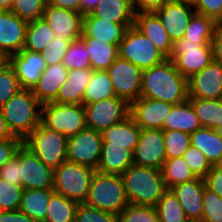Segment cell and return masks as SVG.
I'll use <instances>...</instances> for the list:
<instances>
[{
  "label": "cell",
  "mask_w": 222,
  "mask_h": 222,
  "mask_svg": "<svg viewBox=\"0 0 222 222\" xmlns=\"http://www.w3.org/2000/svg\"><path fill=\"white\" fill-rule=\"evenodd\" d=\"M140 97L178 105L188 100V80L167 58L162 63L142 71Z\"/></svg>",
  "instance_id": "obj_1"
},
{
  "label": "cell",
  "mask_w": 222,
  "mask_h": 222,
  "mask_svg": "<svg viewBox=\"0 0 222 222\" xmlns=\"http://www.w3.org/2000/svg\"><path fill=\"white\" fill-rule=\"evenodd\" d=\"M129 204L155 206L167 190L161 170L130 165L121 175Z\"/></svg>",
  "instance_id": "obj_2"
},
{
  "label": "cell",
  "mask_w": 222,
  "mask_h": 222,
  "mask_svg": "<svg viewBox=\"0 0 222 222\" xmlns=\"http://www.w3.org/2000/svg\"><path fill=\"white\" fill-rule=\"evenodd\" d=\"M41 106L31 89H21L1 107L15 137L23 141L41 123Z\"/></svg>",
  "instance_id": "obj_3"
},
{
  "label": "cell",
  "mask_w": 222,
  "mask_h": 222,
  "mask_svg": "<svg viewBox=\"0 0 222 222\" xmlns=\"http://www.w3.org/2000/svg\"><path fill=\"white\" fill-rule=\"evenodd\" d=\"M84 203L119 215L129 204L121 175L105 174L96 170Z\"/></svg>",
  "instance_id": "obj_4"
},
{
  "label": "cell",
  "mask_w": 222,
  "mask_h": 222,
  "mask_svg": "<svg viewBox=\"0 0 222 222\" xmlns=\"http://www.w3.org/2000/svg\"><path fill=\"white\" fill-rule=\"evenodd\" d=\"M68 138L42 122L22 141L45 165L53 169L67 161Z\"/></svg>",
  "instance_id": "obj_5"
},
{
  "label": "cell",
  "mask_w": 222,
  "mask_h": 222,
  "mask_svg": "<svg viewBox=\"0 0 222 222\" xmlns=\"http://www.w3.org/2000/svg\"><path fill=\"white\" fill-rule=\"evenodd\" d=\"M96 170L88 166L65 161L54 169L53 189L77 203H84Z\"/></svg>",
  "instance_id": "obj_6"
},
{
  "label": "cell",
  "mask_w": 222,
  "mask_h": 222,
  "mask_svg": "<svg viewBox=\"0 0 222 222\" xmlns=\"http://www.w3.org/2000/svg\"><path fill=\"white\" fill-rule=\"evenodd\" d=\"M41 122L67 138L72 137L87 127L85 107L57 102L42 104Z\"/></svg>",
  "instance_id": "obj_7"
},
{
  "label": "cell",
  "mask_w": 222,
  "mask_h": 222,
  "mask_svg": "<svg viewBox=\"0 0 222 222\" xmlns=\"http://www.w3.org/2000/svg\"><path fill=\"white\" fill-rule=\"evenodd\" d=\"M118 57L128 60L142 71L167 59L134 25L128 27L118 45Z\"/></svg>",
  "instance_id": "obj_8"
},
{
  "label": "cell",
  "mask_w": 222,
  "mask_h": 222,
  "mask_svg": "<svg viewBox=\"0 0 222 222\" xmlns=\"http://www.w3.org/2000/svg\"><path fill=\"white\" fill-rule=\"evenodd\" d=\"M171 59L187 80L213 61L212 46L182 38L173 43Z\"/></svg>",
  "instance_id": "obj_9"
},
{
  "label": "cell",
  "mask_w": 222,
  "mask_h": 222,
  "mask_svg": "<svg viewBox=\"0 0 222 222\" xmlns=\"http://www.w3.org/2000/svg\"><path fill=\"white\" fill-rule=\"evenodd\" d=\"M86 125L100 133L130 114V104L121 97H109L101 101L84 105Z\"/></svg>",
  "instance_id": "obj_10"
},
{
  "label": "cell",
  "mask_w": 222,
  "mask_h": 222,
  "mask_svg": "<svg viewBox=\"0 0 222 222\" xmlns=\"http://www.w3.org/2000/svg\"><path fill=\"white\" fill-rule=\"evenodd\" d=\"M102 134L84 128L67 140V161L97 170L102 150Z\"/></svg>",
  "instance_id": "obj_11"
},
{
  "label": "cell",
  "mask_w": 222,
  "mask_h": 222,
  "mask_svg": "<svg viewBox=\"0 0 222 222\" xmlns=\"http://www.w3.org/2000/svg\"><path fill=\"white\" fill-rule=\"evenodd\" d=\"M117 97L129 104L140 98L142 70L128 60L117 58L107 69Z\"/></svg>",
  "instance_id": "obj_12"
},
{
  "label": "cell",
  "mask_w": 222,
  "mask_h": 222,
  "mask_svg": "<svg viewBox=\"0 0 222 222\" xmlns=\"http://www.w3.org/2000/svg\"><path fill=\"white\" fill-rule=\"evenodd\" d=\"M20 176L23 189L53 188L54 169L23 144L20 145Z\"/></svg>",
  "instance_id": "obj_13"
},
{
  "label": "cell",
  "mask_w": 222,
  "mask_h": 222,
  "mask_svg": "<svg viewBox=\"0 0 222 222\" xmlns=\"http://www.w3.org/2000/svg\"><path fill=\"white\" fill-rule=\"evenodd\" d=\"M133 159L136 165L160 170L166 160L163 130L141 129Z\"/></svg>",
  "instance_id": "obj_14"
},
{
  "label": "cell",
  "mask_w": 222,
  "mask_h": 222,
  "mask_svg": "<svg viewBox=\"0 0 222 222\" xmlns=\"http://www.w3.org/2000/svg\"><path fill=\"white\" fill-rule=\"evenodd\" d=\"M173 104L140 97L130 103V116L140 129L162 130Z\"/></svg>",
  "instance_id": "obj_15"
},
{
  "label": "cell",
  "mask_w": 222,
  "mask_h": 222,
  "mask_svg": "<svg viewBox=\"0 0 222 222\" xmlns=\"http://www.w3.org/2000/svg\"><path fill=\"white\" fill-rule=\"evenodd\" d=\"M222 95V65L212 61L188 79V98L220 99Z\"/></svg>",
  "instance_id": "obj_16"
},
{
  "label": "cell",
  "mask_w": 222,
  "mask_h": 222,
  "mask_svg": "<svg viewBox=\"0 0 222 222\" xmlns=\"http://www.w3.org/2000/svg\"><path fill=\"white\" fill-rule=\"evenodd\" d=\"M8 64L13 68L22 89H33L47 68L41 53L22 49L8 57Z\"/></svg>",
  "instance_id": "obj_17"
},
{
  "label": "cell",
  "mask_w": 222,
  "mask_h": 222,
  "mask_svg": "<svg viewBox=\"0 0 222 222\" xmlns=\"http://www.w3.org/2000/svg\"><path fill=\"white\" fill-rule=\"evenodd\" d=\"M83 14L46 4L42 18L55 33L54 36L68 40L79 39L82 35Z\"/></svg>",
  "instance_id": "obj_18"
},
{
  "label": "cell",
  "mask_w": 222,
  "mask_h": 222,
  "mask_svg": "<svg viewBox=\"0 0 222 222\" xmlns=\"http://www.w3.org/2000/svg\"><path fill=\"white\" fill-rule=\"evenodd\" d=\"M28 22L10 9L0 10V50L8 57L20 52L25 44Z\"/></svg>",
  "instance_id": "obj_19"
},
{
  "label": "cell",
  "mask_w": 222,
  "mask_h": 222,
  "mask_svg": "<svg viewBox=\"0 0 222 222\" xmlns=\"http://www.w3.org/2000/svg\"><path fill=\"white\" fill-rule=\"evenodd\" d=\"M155 13L174 43L184 37L195 9L190 5L166 1Z\"/></svg>",
  "instance_id": "obj_20"
},
{
  "label": "cell",
  "mask_w": 222,
  "mask_h": 222,
  "mask_svg": "<svg viewBox=\"0 0 222 222\" xmlns=\"http://www.w3.org/2000/svg\"><path fill=\"white\" fill-rule=\"evenodd\" d=\"M205 186L204 179L195 178L169 188L182 205L190 222H200L202 219Z\"/></svg>",
  "instance_id": "obj_21"
},
{
  "label": "cell",
  "mask_w": 222,
  "mask_h": 222,
  "mask_svg": "<svg viewBox=\"0 0 222 222\" xmlns=\"http://www.w3.org/2000/svg\"><path fill=\"white\" fill-rule=\"evenodd\" d=\"M134 26L140 30L154 46L166 57L170 58L173 41L170 39L158 15L155 12L135 14Z\"/></svg>",
  "instance_id": "obj_22"
},
{
  "label": "cell",
  "mask_w": 222,
  "mask_h": 222,
  "mask_svg": "<svg viewBox=\"0 0 222 222\" xmlns=\"http://www.w3.org/2000/svg\"><path fill=\"white\" fill-rule=\"evenodd\" d=\"M134 23H114L96 18L90 13L83 16V28L81 36L93 37L100 42H108L119 45L126 29Z\"/></svg>",
  "instance_id": "obj_23"
},
{
  "label": "cell",
  "mask_w": 222,
  "mask_h": 222,
  "mask_svg": "<svg viewBox=\"0 0 222 222\" xmlns=\"http://www.w3.org/2000/svg\"><path fill=\"white\" fill-rule=\"evenodd\" d=\"M69 70L62 63L47 66L32 89L41 104L53 102L59 89L67 80Z\"/></svg>",
  "instance_id": "obj_24"
},
{
  "label": "cell",
  "mask_w": 222,
  "mask_h": 222,
  "mask_svg": "<svg viewBox=\"0 0 222 222\" xmlns=\"http://www.w3.org/2000/svg\"><path fill=\"white\" fill-rule=\"evenodd\" d=\"M92 73L91 68L69 70L67 80L59 89L53 102L74 105L83 104V95Z\"/></svg>",
  "instance_id": "obj_25"
},
{
  "label": "cell",
  "mask_w": 222,
  "mask_h": 222,
  "mask_svg": "<svg viewBox=\"0 0 222 222\" xmlns=\"http://www.w3.org/2000/svg\"><path fill=\"white\" fill-rule=\"evenodd\" d=\"M134 163L133 152L118 145L102 144L97 171L105 174L122 175Z\"/></svg>",
  "instance_id": "obj_26"
},
{
  "label": "cell",
  "mask_w": 222,
  "mask_h": 222,
  "mask_svg": "<svg viewBox=\"0 0 222 222\" xmlns=\"http://www.w3.org/2000/svg\"><path fill=\"white\" fill-rule=\"evenodd\" d=\"M141 129L129 115L123 121L105 129L102 134V144L125 146L132 152L139 141Z\"/></svg>",
  "instance_id": "obj_27"
},
{
  "label": "cell",
  "mask_w": 222,
  "mask_h": 222,
  "mask_svg": "<svg viewBox=\"0 0 222 222\" xmlns=\"http://www.w3.org/2000/svg\"><path fill=\"white\" fill-rule=\"evenodd\" d=\"M202 127L192 105L187 100L178 105H173L163 123V131L178 130L189 134Z\"/></svg>",
  "instance_id": "obj_28"
},
{
  "label": "cell",
  "mask_w": 222,
  "mask_h": 222,
  "mask_svg": "<svg viewBox=\"0 0 222 222\" xmlns=\"http://www.w3.org/2000/svg\"><path fill=\"white\" fill-rule=\"evenodd\" d=\"M90 14L114 23H134L135 19L132 0H101Z\"/></svg>",
  "instance_id": "obj_29"
},
{
  "label": "cell",
  "mask_w": 222,
  "mask_h": 222,
  "mask_svg": "<svg viewBox=\"0 0 222 222\" xmlns=\"http://www.w3.org/2000/svg\"><path fill=\"white\" fill-rule=\"evenodd\" d=\"M53 188L23 189L19 210L35 222H44Z\"/></svg>",
  "instance_id": "obj_30"
},
{
  "label": "cell",
  "mask_w": 222,
  "mask_h": 222,
  "mask_svg": "<svg viewBox=\"0 0 222 222\" xmlns=\"http://www.w3.org/2000/svg\"><path fill=\"white\" fill-rule=\"evenodd\" d=\"M190 138L191 146L202 151L212 166L219 163L222 157V137L217 130L201 127L190 134Z\"/></svg>",
  "instance_id": "obj_31"
},
{
  "label": "cell",
  "mask_w": 222,
  "mask_h": 222,
  "mask_svg": "<svg viewBox=\"0 0 222 222\" xmlns=\"http://www.w3.org/2000/svg\"><path fill=\"white\" fill-rule=\"evenodd\" d=\"M80 39L87 47L92 70H107L118 58L117 45L103 43L89 36H81Z\"/></svg>",
  "instance_id": "obj_32"
},
{
  "label": "cell",
  "mask_w": 222,
  "mask_h": 222,
  "mask_svg": "<svg viewBox=\"0 0 222 222\" xmlns=\"http://www.w3.org/2000/svg\"><path fill=\"white\" fill-rule=\"evenodd\" d=\"M202 127L217 130L222 126V101L221 99L188 98Z\"/></svg>",
  "instance_id": "obj_33"
},
{
  "label": "cell",
  "mask_w": 222,
  "mask_h": 222,
  "mask_svg": "<svg viewBox=\"0 0 222 222\" xmlns=\"http://www.w3.org/2000/svg\"><path fill=\"white\" fill-rule=\"evenodd\" d=\"M116 96L107 70H93L83 95V105Z\"/></svg>",
  "instance_id": "obj_34"
},
{
  "label": "cell",
  "mask_w": 222,
  "mask_h": 222,
  "mask_svg": "<svg viewBox=\"0 0 222 222\" xmlns=\"http://www.w3.org/2000/svg\"><path fill=\"white\" fill-rule=\"evenodd\" d=\"M54 35L52 28L43 18L28 22L23 49L41 53L54 39Z\"/></svg>",
  "instance_id": "obj_35"
},
{
  "label": "cell",
  "mask_w": 222,
  "mask_h": 222,
  "mask_svg": "<svg viewBox=\"0 0 222 222\" xmlns=\"http://www.w3.org/2000/svg\"><path fill=\"white\" fill-rule=\"evenodd\" d=\"M217 25L218 23L213 18L195 12L183 38L201 45H211Z\"/></svg>",
  "instance_id": "obj_36"
},
{
  "label": "cell",
  "mask_w": 222,
  "mask_h": 222,
  "mask_svg": "<svg viewBox=\"0 0 222 222\" xmlns=\"http://www.w3.org/2000/svg\"><path fill=\"white\" fill-rule=\"evenodd\" d=\"M79 203L54 192L47 205L44 222H74Z\"/></svg>",
  "instance_id": "obj_37"
},
{
  "label": "cell",
  "mask_w": 222,
  "mask_h": 222,
  "mask_svg": "<svg viewBox=\"0 0 222 222\" xmlns=\"http://www.w3.org/2000/svg\"><path fill=\"white\" fill-rule=\"evenodd\" d=\"M160 170L167 189L197 178L182 156L166 159Z\"/></svg>",
  "instance_id": "obj_38"
},
{
  "label": "cell",
  "mask_w": 222,
  "mask_h": 222,
  "mask_svg": "<svg viewBox=\"0 0 222 222\" xmlns=\"http://www.w3.org/2000/svg\"><path fill=\"white\" fill-rule=\"evenodd\" d=\"M159 222H190L182 205L167 189L155 205Z\"/></svg>",
  "instance_id": "obj_39"
},
{
  "label": "cell",
  "mask_w": 222,
  "mask_h": 222,
  "mask_svg": "<svg viewBox=\"0 0 222 222\" xmlns=\"http://www.w3.org/2000/svg\"><path fill=\"white\" fill-rule=\"evenodd\" d=\"M62 64L67 70L91 68L87 47L80 38L71 41L69 49L62 60Z\"/></svg>",
  "instance_id": "obj_40"
},
{
  "label": "cell",
  "mask_w": 222,
  "mask_h": 222,
  "mask_svg": "<svg viewBox=\"0 0 222 222\" xmlns=\"http://www.w3.org/2000/svg\"><path fill=\"white\" fill-rule=\"evenodd\" d=\"M163 134L166 159L183 156L188 147L191 146L189 133L178 130H168L163 131Z\"/></svg>",
  "instance_id": "obj_41"
},
{
  "label": "cell",
  "mask_w": 222,
  "mask_h": 222,
  "mask_svg": "<svg viewBox=\"0 0 222 222\" xmlns=\"http://www.w3.org/2000/svg\"><path fill=\"white\" fill-rule=\"evenodd\" d=\"M48 0H13L10 10L22 20L32 22L42 18Z\"/></svg>",
  "instance_id": "obj_42"
},
{
  "label": "cell",
  "mask_w": 222,
  "mask_h": 222,
  "mask_svg": "<svg viewBox=\"0 0 222 222\" xmlns=\"http://www.w3.org/2000/svg\"><path fill=\"white\" fill-rule=\"evenodd\" d=\"M118 222H159L155 206L128 204L118 215Z\"/></svg>",
  "instance_id": "obj_43"
},
{
  "label": "cell",
  "mask_w": 222,
  "mask_h": 222,
  "mask_svg": "<svg viewBox=\"0 0 222 222\" xmlns=\"http://www.w3.org/2000/svg\"><path fill=\"white\" fill-rule=\"evenodd\" d=\"M21 89L13 68L7 63L0 69V108Z\"/></svg>",
  "instance_id": "obj_44"
},
{
  "label": "cell",
  "mask_w": 222,
  "mask_h": 222,
  "mask_svg": "<svg viewBox=\"0 0 222 222\" xmlns=\"http://www.w3.org/2000/svg\"><path fill=\"white\" fill-rule=\"evenodd\" d=\"M200 222H222V197L205 186Z\"/></svg>",
  "instance_id": "obj_45"
},
{
  "label": "cell",
  "mask_w": 222,
  "mask_h": 222,
  "mask_svg": "<svg viewBox=\"0 0 222 222\" xmlns=\"http://www.w3.org/2000/svg\"><path fill=\"white\" fill-rule=\"evenodd\" d=\"M23 188L0 178V211L19 210Z\"/></svg>",
  "instance_id": "obj_46"
},
{
  "label": "cell",
  "mask_w": 222,
  "mask_h": 222,
  "mask_svg": "<svg viewBox=\"0 0 222 222\" xmlns=\"http://www.w3.org/2000/svg\"><path fill=\"white\" fill-rule=\"evenodd\" d=\"M182 157L197 178L204 179L212 168L211 163L208 161L202 151L194 146L188 147Z\"/></svg>",
  "instance_id": "obj_47"
},
{
  "label": "cell",
  "mask_w": 222,
  "mask_h": 222,
  "mask_svg": "<svg viewBox=\"0 0 222 222\" xmlns=\"http://www.w3.org/2000/svg\"><path fill=\"white\" fill-rule=\"evenodd\" d=\"M74 222H118V215L79 203Z\"/></svg>",
  "instance_id": "obj_48"
},
{
  "label": "cell",
  "mask_w": 222,
  "mask_h": 222,
  "mask_svg": "<svg viewBox=\"0 0 222 222\" xmlns=\"http://www.w3.org/2000/svg\"><path fill=\"white\" fill-rule=\"evenodd\" d=\"M72 40L59 38L54 36V39L41 52L47 66L62 63Z\"/></svg>",
  "instance_id": "obj_49"
},
{
  "label": "cell",
  "mask_w": 222,
  "mask_h": 222,
  "mask_svg": "<svg viewBox=\"0 0 222 222\" xmlns=\"http://www.w3.org/2000/svg\"><path fill=\"white\" fill-rule=\"evenodd\" d=\"M0 178L10 184L21 186L20 147L15 155L0 168Z\"/></svg>",
  "instance_id": "obj_50"
},
{
  "label": "cell",
  "mask_w": 222,
  "mask_h": 222,
  "mask_svg": "<svg viewBox=\"0 0 222 222\" xmlns=\"http://www.w3.org/2000/svg\"><path fill=\"white\" fill-rule=\"evenodd\" d=\"M194 9L196 13L222 23V0H195Z\"/></svg>",
  "instance_id": "obj_51"
},
{
  "label": "cell",
  "mask_w": 222,
  "mask_h": 222,
  "mask_svg": "<svg viewBox=\"0 0 222 222\" xmlns=\"http://www.w3.org/2000/svg\"><path fill=\"white\" fill-rule=\"evenodd\" d=\"M21 144V139H0V168L15 155Z\"/></svg>",
  "instance_id": "obj_52"
},
{
  "label": "cell",
  "mask_w": 222,
  "mask_h": 222,
  "mask_svg": "<svg viewBox=\"0 0 222 222\" xmlns=\"http://www.w3.org/2000/svg\"><path fill=\"white\" fill-rule=\"evenodd\" d=\"M208 189L222 197V168L214 165L204 178Z\"/></svg>",
  "instance_id": "obj_53"
},
{
  "label": "cell",
  "mask_w": 222,
  "mask_h": 222,
  "mask_svg": "<svg viewBox=\"0 0 222 222\" xmlns=\"http://www.w3.org/2000/svg\"><path fill=\"white\" fill-rule=\"evenodd\" d=\"M168 0H132L135 14L142 12H155Z\"/></svg>",
  "instance_id": "obj_54"
},
{
  "label": "cell",
  "mask_w": 222,
  "mask_h": 222,
  "mask_svg": "<svg viewBox=\"0 0 222 222\" xmlns=\"http://www.w3.org/2000/svg\"><path fill=\"white\" fill-rule=\"evenodd\" d=\"M213 60L222 65V23H218L211 40Z\"/></svg>",
  "instance_id": "obj_55"
},
{
  "label": "cell",
  "mask_w": 222,
  "mask_h": 222,
  "mask_svg": "<svg viewBox=\"0 0 222 222\" xmlns=\"http://www.w3.org/2000/svg\"><path fill=\"white\" fill-rule=\"evenodd\" d=\"M0 222H35L20 210L0 211Z\"/></svg>",
  "instance_id": "obj_56"
},
{
  "label": "cell",
  "mask_w": 222,
  "mask_h": 222,
  "mask_svg": "<svg viewBox=\"0 0 222 222\" xmlns=\"http://www.w3.org/2000/svg\"><path fill=\"white\" fill-rule=\"evenodd\" d=\"M48 4L81 13V0H48Z\"/></svg>",
  "instance_id": "obj_57"
},
{
  "label": "cell",
  "mask_w": 222,
  "mask_h": 222,
  "mask_svg": "<svg viewBox=\"0 0 222 222\" xmlns=\"http://www.w3.org/2000/svg\"><path fill=\"white\" fill-rule=\"evenodd\" d=\"M0 139H20L15 137L5 121L2 109L0 108Z\"/></svg>",
  "instance_id": "obj_58"
},
{
  "label": "cell",
  "mask_w": 222,
  "mask_h": 222,
  "mask_svg": "<svg viewBox=\"0 0 222 222\" xmlns=\"http://www.w3.org/2000/svg\"><path fill=\"white\" fill-rule=\"evenodd\" d=\"M100 1L101 0H81V13L83 15L90 13Z\"/></svg>",
  "instance_id": "obj_59"
},
{
  "label": "cell",
  "mask_w": 222,
  "mask_h": 222,
  "mask_svg": "<svg viewBox=\"0 0 222 222\" xmlns=\"http://www.w3.org/2000/svg\"><path fill=\"white\" fill-rule=\"evenodd\" d=\"M13 0H0V10H7L10 8Z\"/></svg>",
  "instance_id": "obj_60"
},
{
  "label": "cell",
  "mask_w": 222,
  "mask_h": 222,
  "mask_svg": "<svg viewBox=\"0 0 222 222\" xmlns=\"http://www.w3.org/2000/svg\"><path fill=\"white\" fill-rule=\"evenodd\" d=\"M8 63V56L0 50V69Z\"/></svg>",
  "instance_id": "obj_61"
},
{
  "label": "cell",
  "mask_w": 222,
  "mask_h": 222,
  "mask_svg": "<svg viewBox=\"0 0 222 222\" xmlns=\"http://www.w3.org/2000/svg\"><path fill=\"white\" fill-rule=\"evenodd\" d=\"M174 3L186 4L194 7L195 0H168Z\"/></svg>",
  "instance_id": "obj_62"
},
{
  "label": "cell",
  "mask_w": 222,
  "mask_h": 222,
  "mask_svg": "<svg viewBox=\"0 0 222 222\" xmlns=\"http://www.w3.org/2000/svg\"><path fill=\"white\" fill-rule=\"evenodd\" d=\"M218 134L222 137V126L217 129Z\"/></svg>",
  "instance_id": "obj_63"
},
{
  "label": "cell",
  "mask_w": 222,
  "mask_h": 222,
  "mask_svg": "<svg viewBox=\"0 0 222 222\" xmlns=\"http://www.w3.org/2000/svg\"><path fill=\"white\" fill-rule=\"evenodd\" d=\"M217 166L222 168V157H221V160L219 161V163L217 164Z\"/></svg>",
  "instance_id": "obj_64"
}]
</instances>
